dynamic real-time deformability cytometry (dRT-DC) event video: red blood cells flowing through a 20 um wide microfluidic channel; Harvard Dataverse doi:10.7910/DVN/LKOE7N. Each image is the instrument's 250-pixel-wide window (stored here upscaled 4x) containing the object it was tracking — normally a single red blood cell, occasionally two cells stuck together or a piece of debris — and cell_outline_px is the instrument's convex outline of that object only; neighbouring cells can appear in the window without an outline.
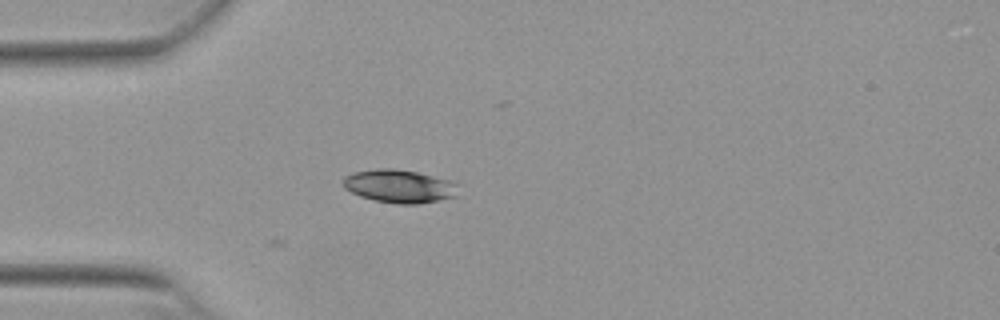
{"species": "Egyptian fruit bat (a non-hibernating species)", "species_latin": "Rousettus aegyptiacus", "temperature_condition": "warm", "stored_images_in_passage": 20, "camera_frame_rate_fps": 3000, "um_per_image_px": 0.085, "animal": {"sex": "female"}, "frame": {"image": 1, "passage_image": 1, "time_ms": 0.0, "image_size_px": [1000, 320], "cell_outline_px": [[460, 196], [420, 204], [400, 204], [376, 200], [360, 196], [344, 188], [344, 176], [356, 172], [376, 168], [392, 168], [416, 172], [448, 180], [456, 184]], "centroid_in_image_um": [33.98, 15.84], "position_along_channel_um": 51.0, "area_um2": 22.14}}
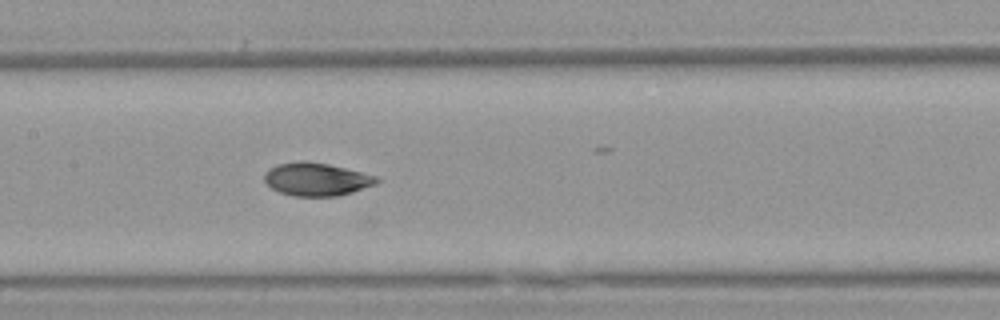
{"frame": {"image": 2, "passage_image": 12, "time_ms": 3.667, "image_size_px": [1000, 320], "cell_outline_px": [[380, 180], [376, 184], [340, 196], [292, 196], [280, 192], [272, 188], [264, 180], [264, 172], [268, 168], [276, 164], [304, 160], [328, 164], [376, 176]], "centroid_in_image_um": [26.87, 15.23], "position_along_channel_um": 180.5, "area_um2": 21.62}}
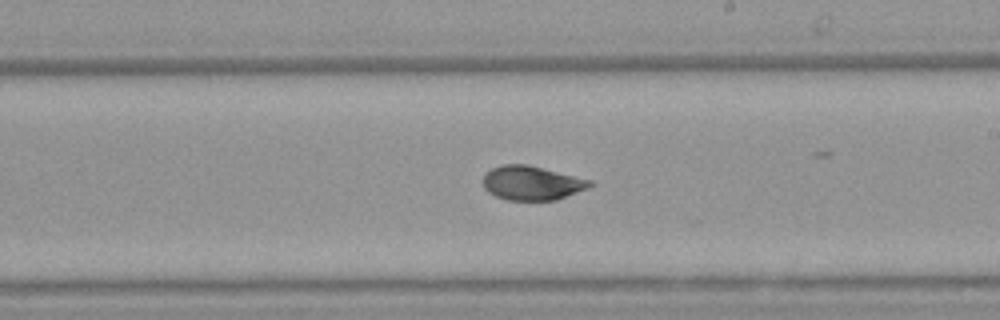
{"frame": {"image": 3, "passage_image": 17, "time_ms": 5.333, "image_size_px": [1000, 320], "cell_outline_px": [[596, 184], [588, 188], [556, 200], [508, 200], [496, 196], [488, 192], [484, 188], [484, 172], [492, 168], [504, 164], [528, 164], [592, 180]], "centroid_in_image_um": [45.22, 15.55], "position_along_channel_um": 243.8, "area_um2": 21.39}}